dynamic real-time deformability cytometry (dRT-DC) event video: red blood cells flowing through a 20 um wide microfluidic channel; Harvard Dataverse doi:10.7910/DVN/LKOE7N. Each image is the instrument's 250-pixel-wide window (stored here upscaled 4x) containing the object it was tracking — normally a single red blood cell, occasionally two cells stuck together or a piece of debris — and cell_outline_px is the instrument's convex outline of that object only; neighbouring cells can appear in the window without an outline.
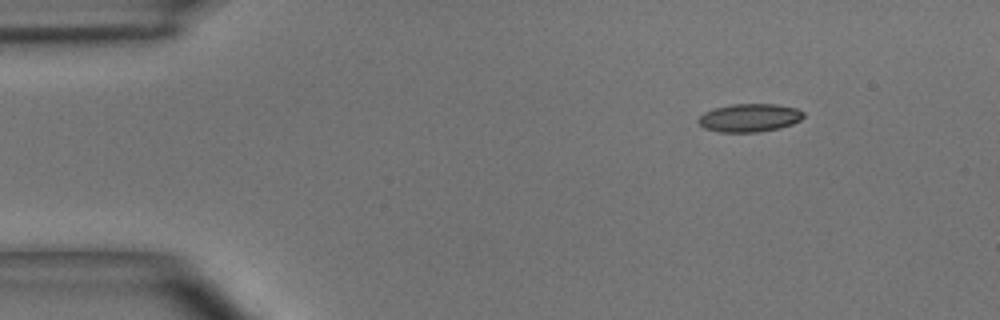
{"species": "common noctule bat (a hibernating species)", "species_latin": "Nyctalus noctula", "temperature_condition": "room temperature", "stored_images_in_passage": 3, "camera_frame_rate_fps": 3000, "um_per_image_px": 0.085, "animal": {"sex": "male", "body_mass_g": 15.6}, "frame": {"image": 1, "passage_image": 1, "time_ms": 0.0, "image_size_px": [1000, 320], "cell_outline_px": [[804, 116], [800, 120], [792, 124], [780, 128], [760, 132], [720, 132], [704, 128], [696, 120], [704, 112], [716, 108], [732, 104], [776, 104], [796, 108], [804, 112]], "centroid_in_image_um": [63.72, 10.01], "position_along_channel_um": 21.3, "area_um2": 17.28}}